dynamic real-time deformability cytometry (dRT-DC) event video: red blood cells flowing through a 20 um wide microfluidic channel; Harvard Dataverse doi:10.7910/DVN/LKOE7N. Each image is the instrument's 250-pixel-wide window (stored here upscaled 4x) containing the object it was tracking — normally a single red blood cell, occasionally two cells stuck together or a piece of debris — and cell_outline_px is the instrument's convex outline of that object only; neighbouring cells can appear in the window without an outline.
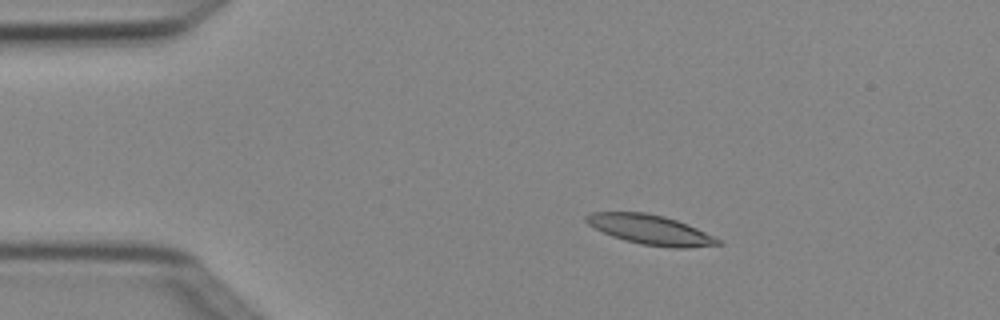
{"species": "Egyptian fruit bat (a non-hibernating species)", "species_latin": "Rousettus aegyptiacus", "temperature_condition": "cold", "stored_images_in_passage": 5, "camera_frame_rate_fps": 3000, "um_per_image_px": 0.085, "animal": {"sex": "female"}, "frame": {"image": 1, "passage_image": 2, "time_ms": 0.333, "image_size_px": [1000, 320], "cell_outline_px": [[720, 244], [688, 248], [672, 248], [640, 244], [624, 240], [612, 236], [588, 224], [584, 220], [584, 216], [592, 212], [644, 212], [664, 216], [688, 224], [720, 240]], "centroid_in_image_um": [55.25, 19.52], "position_along_channel_um": 29.8, "area_um2": 22.6}}
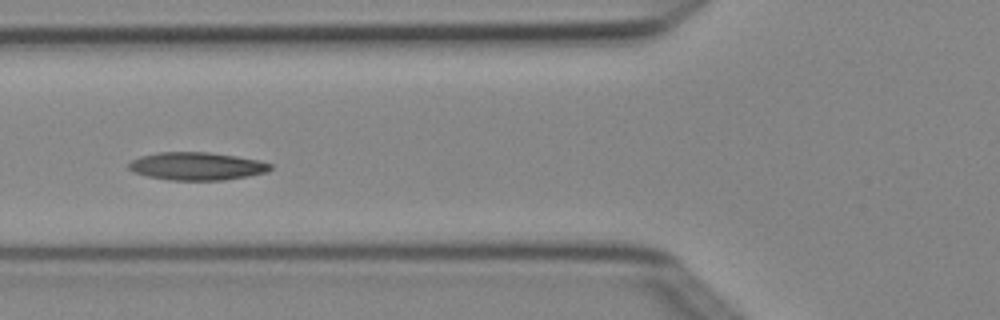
{"frame": {"image": 2, "passage_image": 5, "time_ms": 1.333, "image_size_px": [1000, 320], "cell_outline_px": [[272, 168], [268, 172], [248, 176], [224, 180], [168, 180], [148, 176], [132, 172], [128, 168], [128, 164], [132, 160], [140, 156], [156, 152], [208, 152], [236, 156], [260, 160], [272, 164]], "centroid_in_image_um": [16.73, 14.12], "position_along_channel_um": 109.1, "area_um2": 23.18}}